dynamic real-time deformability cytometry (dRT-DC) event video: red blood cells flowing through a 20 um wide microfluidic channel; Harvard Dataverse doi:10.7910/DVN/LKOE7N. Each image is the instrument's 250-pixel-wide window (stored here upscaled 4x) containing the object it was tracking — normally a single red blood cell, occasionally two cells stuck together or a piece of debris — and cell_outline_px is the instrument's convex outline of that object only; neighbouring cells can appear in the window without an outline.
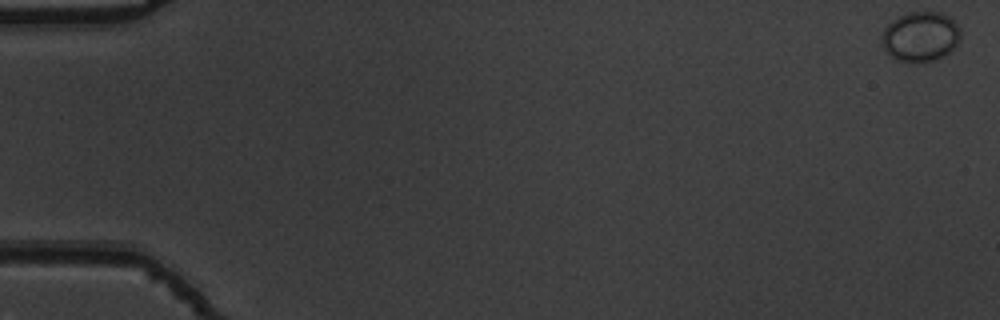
{"species": "common noctule bat (a hibernating species)", "species_latin": "Nyctalus noctula", "temperature_condition": "warm", "stored_images_in_passage": 55, "camera_frame_rate_fps": 3000, "um_per_image_px": 0.085, "animal": {"sex": "male", "body_mass_g": 19.5, "forearm_length_mm": 54.6}, "frame": {"image": 1, "passage_image": 1, "time_ms": 0.0, "image_size_px": [1000, 320], "cell_outline_px": [[960, 40], [948, 52], [932, 60], [916, 64], [896, 60], [884, 48], [880, 36], [884, 28], [892, 20], [908, 12], [940, 12], [948, 16], [960, 28]], "centroid_in_image_um": [78.21, 3.11], "position_along_channel_um": 6.8, "area_um2": 22.83}}
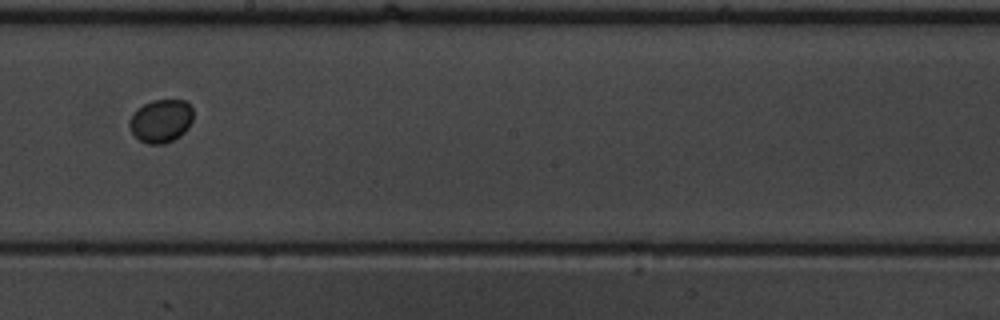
{"frame": {"image": 2, "passage_image": 32, "time_ms": 10.333, "image_size_px": [1000, 320], "cell_outline_px": [[192, 120], [188, 128], [180, 136], [164, 144], [148, 144], [140, 140], [132, 132], [128, 124], [136, 108], [144, 104], [156, 100], [184, 100], [192, 108]], "centroid_in_image_um": [13.68, 10.28], "position_along_channel_um": 234.5, "area_um2": 15.9}}
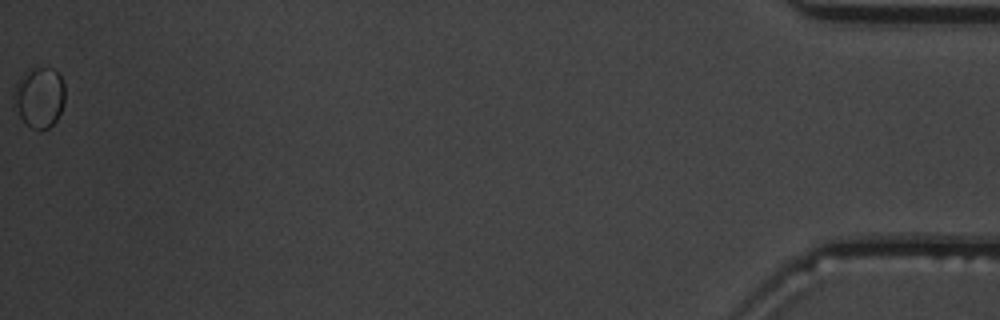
{"frame": {"image": 3, "passage_image": 55, "time_ms": 18.0, "image_size_px": [1000, 320], "cell_outline_px": [[64, 104], [56, 120], [48, 128], [40, 132], [32, 128], [12, 108], [12, 96], [16, 84], [24, 72], [28, 68], [52, 68], [60, 76], [64, 84]], "centroid_in_image_um": [3.31, 8.28], "position_along_channel_um": 431.9, "area_um2": 18.32}}